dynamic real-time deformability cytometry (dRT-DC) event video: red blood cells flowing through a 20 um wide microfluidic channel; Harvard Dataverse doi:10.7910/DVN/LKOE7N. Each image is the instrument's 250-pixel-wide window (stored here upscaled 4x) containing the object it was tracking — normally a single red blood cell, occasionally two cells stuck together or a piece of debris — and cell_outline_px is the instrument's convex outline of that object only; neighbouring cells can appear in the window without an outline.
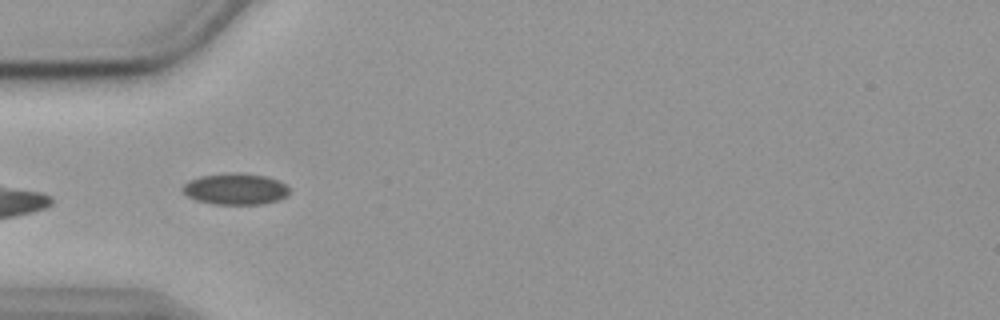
{"species": "common noctule bat (a hibernating species)", "species_latin": "Nyctalus noctula", "temperature_condition": "cold", "stored_images_in_passage": 25, "camera_frame_rate_fps": 3000, "um_per_image_px": 0.085, "animal": {"sex": "female", "body_mass_g": 19.9}, "frame": {"image": 1, "passage_image": 1, "time_ms": 0.0, "image_size_px": [1000, 320], "cell_outline_px": [[288, 196], [276, 200], [260, 204], [212, 204], [196, 200], [188, 196], [180, 188], [188, 180], [200, 176], [232, 172], [240, 172], [264, 176], [280, 180], [288, 188]], "centroid_in_image_um": [19.98, 16.05], "position_along_channel_um": 65.0, "area_um2": 19.54}}